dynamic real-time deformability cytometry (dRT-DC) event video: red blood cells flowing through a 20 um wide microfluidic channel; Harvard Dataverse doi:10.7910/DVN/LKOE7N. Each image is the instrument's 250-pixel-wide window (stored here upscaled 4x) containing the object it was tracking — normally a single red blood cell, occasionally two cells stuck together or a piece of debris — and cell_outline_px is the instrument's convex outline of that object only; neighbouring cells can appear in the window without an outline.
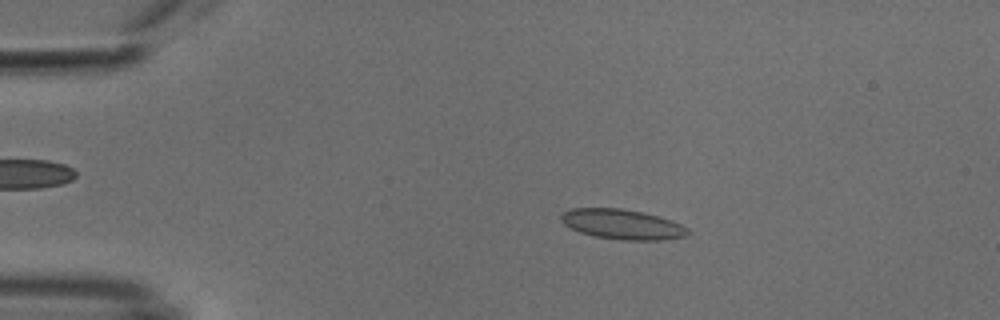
{"species": "common noctule bat (a hibernating species)", "species_latin": "Nyctalus noctula", "temperature_condition": "cold", "stored_images_in_passage": 54, "camera_frame_rate_fps": 3000, "um_per_image_px": 0.085, "animal": {"sex": "male", "body_mass_g": 18.8}, "frame": {"image": 1, "passage_image": 11, "time_ms": 3.333, "image_size_px": [1000, 320], "cell_outline_px": [[692, 232], [684, 236], [664, 240], [620, 240], [592, 236], [580, 232], [564, 224], [560, 220], [560, 216], [564, 212], [572, 208], [620, 208], [644, 212], [672, 220], [688, 228]], "centroid_in_image_um": [52.91, 19.07], "position_along_channel_um": 32.1, "area_um2": 22.31}}
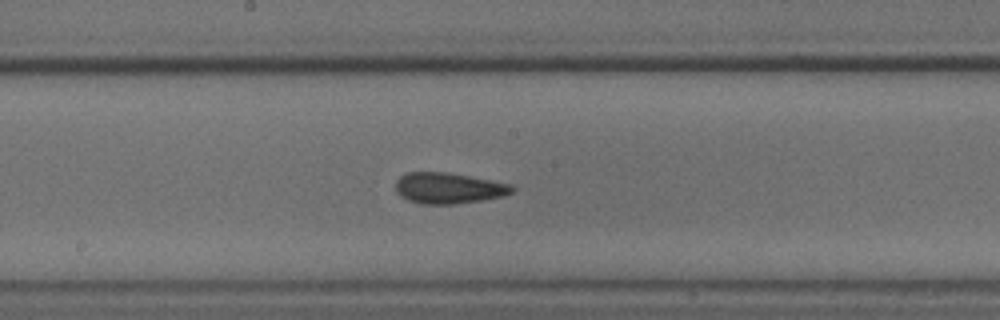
{"frame": {"image": 2, "passage_image": 29, "time_ms": 9.333, "image_size_px": [1000, 320], "cell_outline_px": [[516, 188], [512, 192], [504, 196], [480, 200], [452, 204], [420, 204], [408, 200], [400, 196], [396, 192], [396, 180], [400, 176], [408, 172], [448, 172], [508, 184]], "centroid_in_image_um": [38.07, 15.99], "position_along_channel_um": 210.1, "area_um2": 20.81}}
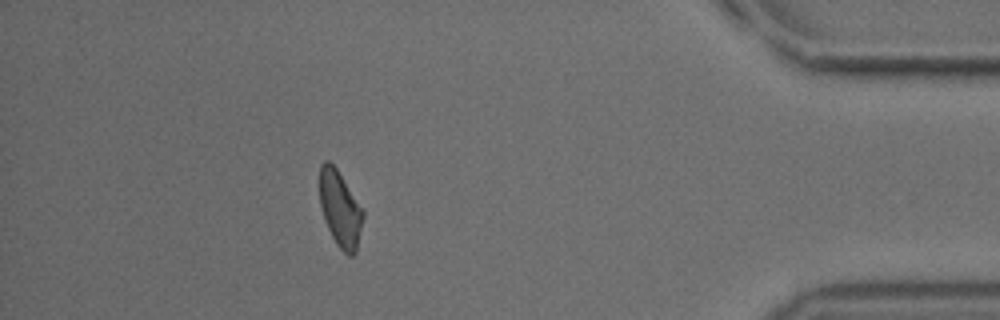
{"frame": {"image": 3, "passage_image": 48, "time_ms": 15.667, "image_size_px": [1000, 320], "cell_outline_px": [[364, 216], [356, 252], [352, 256], [348, 256], [336, 244], [324, 220], [320, 204], [320, 164], [324, 160], [328, 160], [336, 168], [364, 212]], "centroid_in_image_um": [28.9, 17.78], "position_along_channel_um": 406.3, "area_um2": 18.96}, "authors_computed_cell_mechanics": {"area_um2": 20.7502, "velocity_mm_per_s": 3.8053, "shape_relaxation_time_tau1_ms": 7.4168, "shape_relaxation_time_tau2_ms": 2.3463, "deformation_change_tau1": 0.1078, "deformation_change_tau2": 0.0625}}